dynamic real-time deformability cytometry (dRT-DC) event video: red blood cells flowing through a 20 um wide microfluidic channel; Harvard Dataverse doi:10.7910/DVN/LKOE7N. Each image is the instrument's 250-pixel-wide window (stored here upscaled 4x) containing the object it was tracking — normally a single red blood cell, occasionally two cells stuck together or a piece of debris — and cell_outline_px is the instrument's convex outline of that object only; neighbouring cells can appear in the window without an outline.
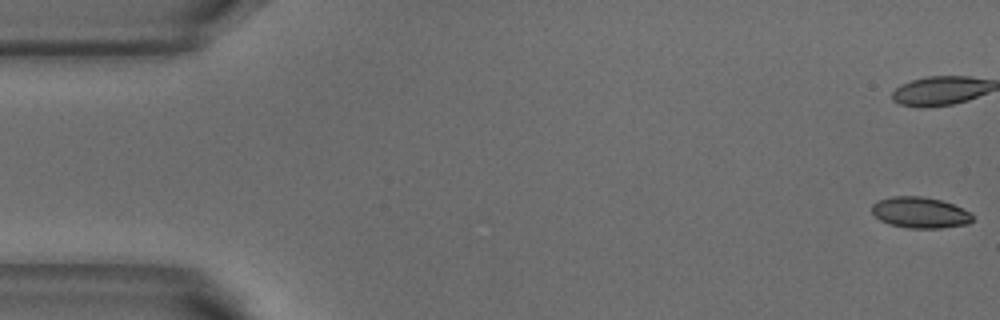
{"species": "common noctule bat (a hibernating species)", "species_latin": "Nyctalus noctula", "temperature_condition": "warm", "stored_images_in_passage": 7, "camera_frame_rate_fps": 3000, "um_per_image_px": 0.085, "animal": {"sex": "male", "body_mass_g": 18.8}, "frame": {"image": 1, "passage_image": 1, "time_ms": 0.0, "image_size_px": [1000, 320], "cell_outline_px": [[972, 220], [968, 224], [940, 228], [908, 228], [892, 224], [880, 220], [872, 212], [872, 204], [880, 200], [892, 196], [920, 196], [940, 200], [952, 204], [968, 212], [972, 216]], "centroid_in_image_um": [78.19, 18.07], "position_along_channel_um": 6.8, "area_um2": 17.86}}
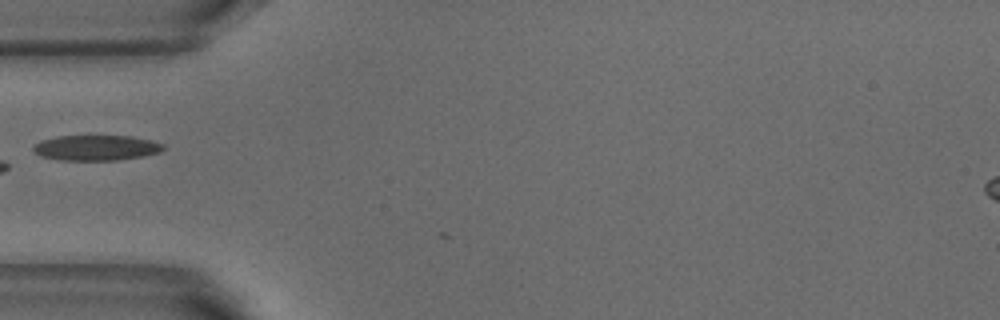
{"frame": {"image": 2, "passage_image": 5, "time_ms": 1.333, "image_size_px": [1000, 320], "cell_outline_px": [[164, 148], [160, 152], [144, 156], [116, 160], [60, 160], [40, 156], [32, 148], [32, 144], [40, 140], [56, 136], [88, 132], [132, 136], [152, 140], [164, 144]], "centroid_in_image_um": [8.14, 12.49], "position_along_channel_um": 76.9, "area_um2": 20.46}}
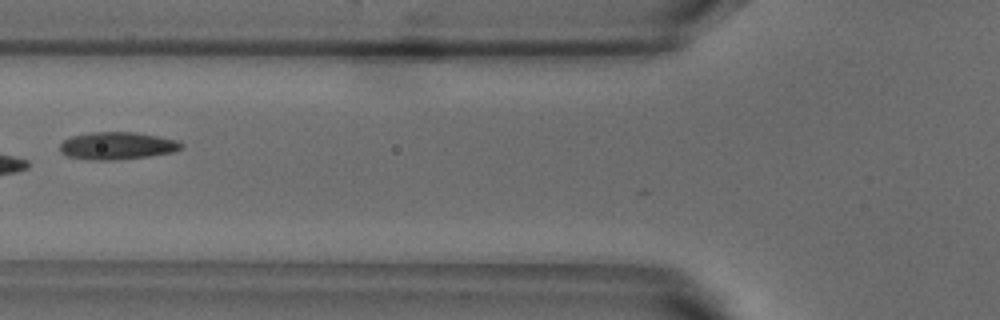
{"frame": {"image": 3, "passage_image": 6, "time_ms": 1.667, "image_size_px": [1000, 320], "cell_outline_px": [[184, 148], [172, 152], [148, 156], [116, 160], [88, 160], [68, 156], [60, 152], [60, 144], [64, 140], [72, 136], [92, 132], [136, 132], [180, 140], [184, 144]], "centroid_in_image_um": [9.99, 12.39], "position_along_channel_um": 115.8, "area_um2": 19.59}}